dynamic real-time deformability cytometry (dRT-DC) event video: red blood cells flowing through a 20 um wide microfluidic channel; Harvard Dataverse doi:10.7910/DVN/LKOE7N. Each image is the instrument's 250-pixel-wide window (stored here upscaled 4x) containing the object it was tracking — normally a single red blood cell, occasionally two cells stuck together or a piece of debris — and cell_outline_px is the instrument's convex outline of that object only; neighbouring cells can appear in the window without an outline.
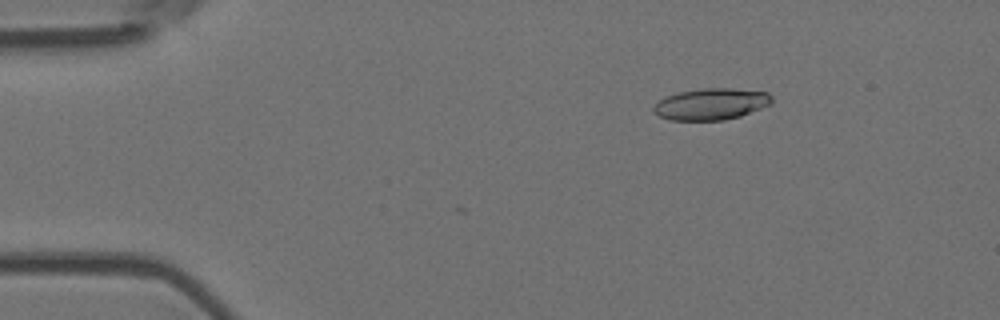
{"species": "Egyptian fruit bat (a non-hibernating species)", "species_latin": "Rousettus aegyptiacus", "temperature_condition": "room temperature", "stored_images_in_passage": 4, "camera_frame_rate_fps": 3000, "um_per_image_px": 0.085, "animal": {"sex": "female"}, "frame": {"image": 1, "passage_image": 2, "time_ms": 0.333, "image_size_px": [1000, 320], "cell_outline_px": [[772, 104], [740, 116], [724, 120], [672, 120], [660, 116], [652, 108], [664, 96], [676, 92], [700, 88], [732, 88], [768, 92], [772, 96]], "centroid_in_image_um": [60.46, 8.83], "position_along_channel_um": 24.5, "area_um2": 21.79}}